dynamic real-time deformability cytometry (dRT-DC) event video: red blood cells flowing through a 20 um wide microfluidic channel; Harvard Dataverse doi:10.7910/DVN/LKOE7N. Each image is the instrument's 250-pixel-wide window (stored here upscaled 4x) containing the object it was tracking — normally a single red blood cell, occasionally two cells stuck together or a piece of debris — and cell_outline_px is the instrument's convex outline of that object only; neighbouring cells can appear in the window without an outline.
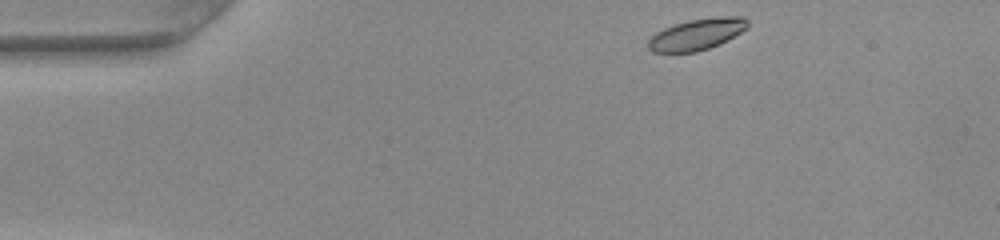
{"species": "common noctule bat (a hibernating species)", "species_latin": "Nyctalus noctula", "temperature_condition": "warm", "stored_images_in_passage": 44, "camera_frame_rate_fps": 3000, "um_per_image_px": 0.085, "animal": {"sex": "female", "body_mass_g": 22.0, "forearm_length_mm": 56.7}, "frame": {"image": 1, "passage_image": 1, "time_ms": 0.0, "image_size_px": [1000, 240], "cell_outline_px": [[748, 28], [720, 44], [696, 52], [652, 52], [648, 48], [648, 40], [656, 32], [664, 28], [688, 20], [720, 16], [744, 16], [748, 20]], "centroid_in_image_um": [59.25, 2.91], "position_along_channel_um": 25.7, "area_um2": 18.15}}
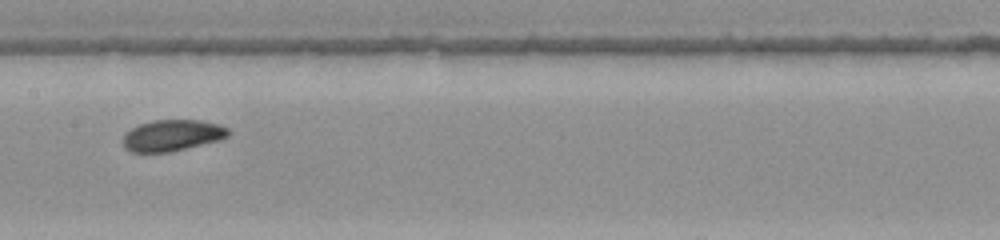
{"frame": {"image": 2, "passage_image": 19, "time_ms": 6.0, "image_size_px": [1000, 240], "cell_outline_px": [[228, 136], [220, 140], [168, 152], [132, 152], [124, 148], [124, 136], [132, 128], [140, 124], [152, 120], [200, 120], [216, 124], [228, 128]], "centroid_in_image_um": [14.63, 11.51], "position_along_channel_um": 192.8, "area_um2": 18.9}}
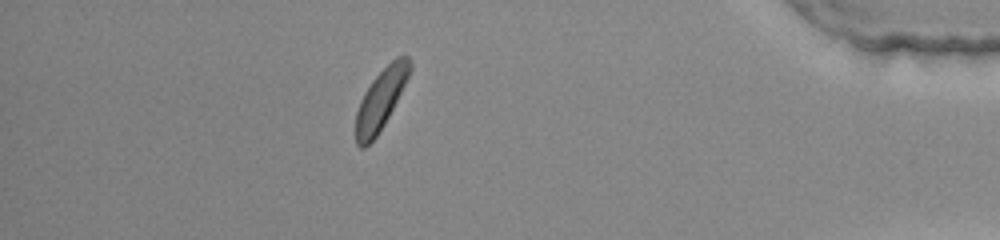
{"frame": {"image": 3, "passage_image": 38, "time_ms": 12.333, "image_size_px": [1000, 240], "cell_outline_px": [[412, 68], [384, 124], [376, 136], [364, 148], [360, 148], [356, 144], [356, 112], [360, 100], [364, 92], [372, 80], [396, 56], [404, 52], [412, 60]], "centroid_in_image_um": [32.36, 8.4], "position_along_channel_um": 402.8, "area_um2": 18.79}, "authors_computed_cell_mechanics": {"area_um2": 19.1029, "velocity_mm_per_s": 4.0085, "shape_relaxation_time_tau1_ms": 2.2018, "shape_relaxation_time_tau2_ms": null, "deformation_change_tau1": 0.1142, "deformation_change_tau2": null}}